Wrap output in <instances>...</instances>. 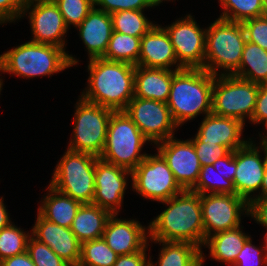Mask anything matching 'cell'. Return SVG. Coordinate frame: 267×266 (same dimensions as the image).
I'll use <instances>...</instances> for the list:
<instances>
[{"label":"cell","mask_w":267,"mask_h":266,"mask_svg":"<svg viewBox=\"0 0 267 266\" xmlns=\"http://www.w3.org/2000/svg\"><path fill=\"white\" fill-rule=\"evenodd\" d=\"M161 203L169 207L149 223L150 241L189 242L202 250L204 226L201 195L183 190Z\"/></svg>","instance_id":"obj_1"},{"label":"cell","mask_w":267,"mask_h":266,"mask_svg":"<svg viewBox=\"0 0 267 266\" xmlns=\"http://www.w3.org/2000/svg\"><path fill=\"white\" fill-rule=\"evenodd\" d=\"M88 62V86L80 97L114 111H124L134 97L135 66L103 58Z\"/></svg>","instance_id":"obj_2"},{"label":"cell","mask_w":267,"mask_h":266,"mask_svg":"<svg viewBox=\"0 0 267 266\" xmlns=\"http://www.w3.org/2000/svg\"><path fill=\"white\" fill-rule=\"evenodd\" d=\"M213 84L214 75L204 69L184 68L173 75L166 104L178 127L201 113H212Z\"/></svg>","instance_id":"obj_3"},{"label":"cell","mask_w":267,"mask_h":266,"mask_svg":"<svg viewBox=\"0 0 267 266\" xmlns=\"http://www.w3.org/2000/svg\"><path fill=\"white\" fill-rule=\"evenodd\" d=\"M78 62L63 48L28 41L0 55V71L24 78L51 77Z\"/></svg>","instance_id":"obj_4"},{"label":"cell","mask_w":267,"mask_h":266,"mask_svg":"<svg viewBox=\"0 0 267 266\" xmlns=\"http://www.w3.org/2000/svg\"><path fill=\"white\" fill-rule=\"evenodd\" d=\"M242 23L216 19L206 30L204 70L218 76L232 75L240 66L246 42ZM223 68V69H222Z\"/></svg>","instance_id":"obj_5"},{"label":"cell","mask_w":267,"mask_h":266,"mask_svg":"<svg viewBox=\"0 0 267 266\" xmlns=\"http://www.w3.org/2000/svg\"><path fill=\"white\" fill-rule=\"evenodd\" d=\"M147 141L125 111H114L100 158L132 172L146 158L147 154L140 152Z\"/></svg>","instance_id":"obj_6"},{"label":"cell","mask_w":267,"mask_h":266,"mask_svg":"<svg viewBox=\"0 0 267 266\" xmlns=\"http://www.w3.org/2000/svg\"><path fill=\"white\" fill-rule=\"evenodd\" d=\"M97 158L88 153L67 149L56 165L49 185L81 204L92 203Z\"/></svg>","instance_id":"obj_7"},{"label":"cell","mask_w":267,"mask_h":266,"mask_svg":"<svg viewBox=\"0 0 267 266\" xmlns=\"http://www.w3.org/2000/svg\"><path fill=\"white\" fill-rule=\"evenodd\" d=\"M258 91L259 84L219 73L214 76L212 113L234 118L245 124L246 117L251 121Z\"/></svg>","instance_id":"obj_8"},{"label":"cell","mask_w":267,"mask_h":266,"mask_svg":"<svg viewBox=\"0 0 267 266\" xmlns=\"http://www.w3.org/2000/svg\"><path fill=\"white\" fill-rule=\"evenodd\" d=\"M75 107L73 136L68 149L100 157L114 110L90 103L81 97Z\"/></svg>","instance_id":"obj_9"},{"label":"cell","mask_w":267,"mask_h":266,"mask_svg":"<svg viewBox=\"0 0 267 266\" xmlns=\"http://www.w3.org/2000/svg\"><path fill=\"white\" fill-rule=\"evenodd\" d=\"M131 180L133 190L151 201H166L183 191L158 152L155 155H146L131 172Z\"/></svg>","instance_id":"obj_10"},{"label":"cell","mask_w":267,"mask_h":266,"mask_svg":"<svg viewBox=\"0 0 267 266\" xmlns=\"http://www.w3.org/2000/svg\"><path fill=\"white\" fill-rule=\"evenodd\" d=\"M201 207L204 243L212 234L240 226L241 214L249 212V203L236 194H201Z\"/></svg>","instance_id":"obj_11"},{"label":"cell","mask_w":267,"mask_h":266,"mask_svg":"<svg viewBox=\"0 0 267 266\" xmlns=\"http://www.w3.org/2000/svg\"><path fill=\"white\" fill-rule=\"evenodd\" d=\"M124 111L154 145L174 137L178 126L165 102L133 97Z\"/></svg>","instance_id":"obj_12"},{"label":"cell","mask_w":267,"mask_h":266,"mask_svg":"<svg viewBox=\"0 0 267 266\" xmlns=\"http://www.w3.org/2000/svg\"><path fill=\"white\" fill-rule=\"evenodd\" d=\"M164 29L170 37L178 63L183 68L204 69L207 29H201L190 14Z\"/></svg>","instance_id":"obj_13"},{"label":"cell","mask_w":267,"mask_h":266,"mask_svg":"<svg viewBox=\"0 0 267 266\" xmlns=\"http://www.w3.org/2000/svg\"><path fill=\"white\" fill-rule=\"evenodd\" d=\"M253 143L249 138L244 146L236 149V172L233 179L236 195L248 203L252 199L250 195L261 189L267 163V144L261 142L259 148ZM260 150L264 151L263 158Z\"/></svg>","instance_id":"obj_14"},{"label":"cell","mask_w":267,"mask_h":266,"mask_svg":"<svg viewBox=\"0 0 267 266\" xmlns=\"http://www.w3.org/2000/svg\"><path fill=\"white\" fill-rule=\"evenodd\" d=\"M157 152L163 157L183 190H191L199 178L201 165L190 140L168 138L157 144Z\"/></svg>","instance_id":"obj_15"},{"label":"cell","mask_w":267,"mask_h":266,"mask_svg":"<svg viewBox=\"0 0 267 266\" xmlns=\"http://www.w3.org/2000/svg\"><path fill=\"white\" fill-rule=\"evenodd\" d=\"M126 175L131 178V171L98 157L95 165V195L92 203L108 210L111 214H118L127 187L128 176Z\"/></svg>","instance_id":"obj_16"},{"label":"cell","mask_w":267,"mask_h":266,"mask_svg":"<svg viewBox=\"0 0 267 266\" xmlns=\"http://www.w3.org/2000/svg\"><path fill=\"white\" fill-rule=\"evenodd\" d=\"M29 10L28 18L33 34L30 41L55 45L64 49L66 45L64 35L68 28L57 5L49 2L27 6L24 7L21 17H24Z\"/></svg>","instance_id":"obj_17"},{"label":"cell","mask_w":267,"mask_h":266,"mask_svg":"<svg viewBox=\"0 0 267 266\" xmlns=\"http://www.w3.org/2000/svg\"><path fill=\"white\" fill-rule=\"evenodd\" d=\"M117 216L112 214L107 220L103 233L107 245L118 255L142 251L148 244L149 227L142 226L138 220L119 219Z\"/></svg>","instance_id":"obj_18"},{"label":"cell","mask_w":267,"mask_h":266,"mask_svg":"<svg viewBox=\"0 0 267 266\" xmlns=\"http://www.w3.org/2000/svg\"><path fill=\"white\" fill-rule=\"evenodd\" d=\"M31 233L35 239L48 245L70 266H78L81 257V243L70 228L50 222L37 213Z\"/></svg>","instance_id":"obj_19"},{"label":"cell","mask_w":267,"mask_h":266,"mask_svg":"<svg viewBox=\"0 0 267 266\" xmlns=\"http://www.w3.org/2000/svg\"><path fill=\"white\" fill-rule=\"evenodd\" d=\"M176 58L170 37L163 26L155 24L141 37L138 66L147 68L184 69Z\"/></svg>","instance_id":"obj_20"},{"label":"cell","mask_w":267,"mask_h":266,"mask_svg":"<svg viewBox=\"0 0 267 266\" xmlns=\"http://www.w3.org/2000/svg\"><path fill=\"white\" fill-rule=\"evenodd\" d=\"M244 123L240 120L207 114L191 142L215 143L235 151L244 146L249 140L241 139Z\"/></svg>","instance_id":"obj_21"},{"label":"cell","mask_w":267,"mask_h":266,"mask_svg":"<svg viewBox=\"0 0 267 266\" xmlns=\"http://www.w3.org/2000/svg\"><path fill=\"white\" fill-rule=\"evenodd\" d=\"M80 38L88 50L89 59L102 58L113 32L110 14L95 6L78 27Z\"/></svg>","instance_id":"obj_22"},{"label":"cell","mask_w":267,"mask_h":266,"mask_svg":"<svg viewBox=\"0 0 267 266\" xmlns=\"http://www.w3.org/2000/svg\"><path fill=\"white\" fill-rule=\"evenodd\" d=\"M178 70L135 66L134 97L167 102L173 75Z\"/></svg>","instance_id":"obj_23"},{"label":"cell","mask_w":267,"mask_h":266,"mask_svg":"<svg viewBox=\"0 0 267 266\" xmlns=\"http://www.w3.org/2000/svg\"><path fill=\"white\" fill-rule=\"evenodd\" d=\"M112 214L98 205L81 204L70 229L82 244L103 237L107 220Z\"/></svg>","instance_id":"obj_24"},{"label":"cell","mask_w":267,"mask_h":266,"mask_svg":"<svg viewBox=\"0 0 267 266\" xmlns=\"http://www.w3.org/2000/svg\"><path fill=\"white\" fill-rule=\"evenodd\" d=\"M41 201L38 213L46 220L70 228L81 203L56 190L51 185Z\"/></svg>","instance_id":"obj_25"},{"label":"cell","mask_w":267,"mask_h":266,"mask_svg":"<svg viewBox=\"0 0 267 266\" xmlns=\"http://www.w3.org/2000/svg\"><path fill=\"white\" fill-rule=\"evenodd\" d=\"M250 238L240 226L209 236L204 243L210 250L211 259L232 265L245 242Z\"/></svg>","instance_id":"obj_26"},{"label":"cell","mask_w":267,"mask_h":266,"mask_svg":"<svg viewBox=\"0 0 267 266\" xmlns=\"http://www.w3.org/2000/svg\"><path fill=\"white\" fill-rule=\"evenodd\" d=\"M163 247L159 253V260L155 264L149 257V266H202L203 251L193 243L176 241H154Z\"/></svg>","instance_id":"obj_27"},{"label":"cell","mask_w":267,"mask_h":266,"mask_svg":"<svg viewBox=\"0 0 267 266\" xmlns=\"http://www.w3.org/2000/svg\"><path fill=\"white\" fill-rule=\"evenodd\" d=\"M232 75L256 84H266L267 51L255 43L246 41L240 66Z\"/></svg>","instance_id":"obj_28"},{"label":"cell","mask_w":267,"mask_h":266,"mask_svg":"<svg viewBox=\"0 0 267 266\" xmlns=\"http://www.w3.org/2000/svg\"><path fill=\"white\" fill-rule=\"evenodd\" d=\"M141 38L112 32L107 51L103 59L138 65Z\"/></svg>","instance_id":"obj_29"},{"label":"cell","mask_w":267,"mask_h":266,"mask_svg":"<svg viewBox=\"0 0 267 266\" xmlns=\"http://www.w3.org/2000/svg\"><path fill=\"white\" fill-rule=\"evenodd\" d=\"M144 10H123L111 13L113 31L141 38L155 24L143 14Z\"/></svg>","instance_id":"obj_30"},{"label":"cell","mask_w":267,"mask_h":266,"mask_svg":"<svg viewBox=\"0 0 267 266\" xmlns=\"http://www.w3.org/2000/svg\"><path fill=\"white\" fill-rule=\"evenodd\" d=\"M223 12L219 18L242 23L251 18L267 15V8L261 0H219Z\"/></svg>","instance_id":"obj_31"},{"label":"cell","mask_w":267,"mask_h":266,"mask_svg":"<svg viewBox=\"0 0 267 266\" xmlns=\"http://www.w3.org/2000/svg\"><path fill=\"white\" fill-rule=\"evenodd\" d=\"M116 254L102 238L81 244V257L78 266H113Z\"/></svg>","instance_id":"obj_32"},{"label":"cell","mask_w":267,"mask_h":266,"mask_svg":"<svg viewBox=\"0 0 267 266\" xmlns=\"http://www.w3.org/2000/svg\"><path fill=\"white\" fill-rule=\"evenodd\" d=\"M215 171V172H214ZM213 165L202 166L196 185L191 191L201 194H236L233 180L225 179L217 173ZM213 173V174H212ZM214 173H217L214 175ZM218 176L213 179L212 176Z\"/></svg>","instance_id":"obj_33"},{"label":"cell","mask_w":267,"mask_h":266,"mask_svg":"<svg viewBox=\"0 0 267 266\" xmlns=\"http://www.w3.org/2000/svg\"><path fill=\"white\" fill-rule=\"evenodd\" d=\"M31 235L11 223L0 230V261L5 258L26 252L27 242Z\"/></svg>","instance_id":"obj_34"},{"label":"cell","mask_w":267,"mask_h":266,"mask_svg":"<svg viewBox=\"0 0 267 266\" xmlns=\"http://www.w3.org/2000/svg\"><path fill=\"white\" fill-rule=\"evenodd\" d=\"M54 3L61 12L68 29L70 25L78 27L95 6L94 0H54Z\"/></svg>","instance_id":"obj_35"},{"label":"cell","mask_w":267,"mask_h":266,"mask_svg":"<svg viewBox=\"0 0 267 266\" xmlns=\"http://www.w3.org/2000/svg\"><path fill=\"white\" fill-rule=\"evenodd\" d=\"M26 252L35 266H70L48 245L38 241L32 235L28 239Z\"/></svg>","instance_id":"obj_36"},{"label":"cell","mask_w":267,"mask_h":266,"mask_svg":"<svg viewBox=\"0 0 267 266\" xmlns=\"http://www.w3.org/2000/svg\"><path fill=\"white\" fill-rule=\"evenodd\" d=\"M248 42L255 43L267 51V15L242 22Z\"/></svg>","instance_id":"obj_37"},{"label":"cell","mask_w":267,"mask_h":266,"mask_svg":"<svg viewBox=\"0 0 267 266\" xmlns=\"http://www.w3.org/2000/svg\"><path fill=\"white\" fill-rule=\"evenodd\" d=\"M265 262L266 252L264 246L257 248V246L252 245L250 237L243 245V248L231 266H265Z\"/></svg>","instance_id":"obj_38"},{"label":"cell","mask_w":267,"mask_h":266,"mask_svg":"<svg viewBox=\"0 0 267 266\" xmlns=\"http://www.w3.org/2000/svg\"><path fill=\"white\" fill-rule=\"evenodd\" d=\"M201 166L212 165L217 159L227 156L231 150L215 143L192 142Z\"/></svg>","instance_id":"obj_39"},{"label":"cell","mask_w":267,"mask_h":266,"mask_svg":"<svg viewBox=\"0 0 267 266\" xmlns=\"http://www.w3.org/2000/svg\"><path fill=\"white\" fill-rule=\"evenodd\" d=\"M97 9L108 14L123 10H144L147 7H154L149 0H94Z\"/></svg>","instance_id":"obj_40"},{"label":"cell","mask_w":267,"mask_h":266,"mask_svg":"<svg viewBox=\"0 0 267 266\" xmlns=\"http://www.w3.org/2000/svg\"><path fill=\"white\" fill-rule=\"evenodd\" d=\"M23 9V0H0V24L19 20Z\"/></svg>","instance_id":"obj_41"},{"label":"cell","mask_w":267,"mask_h":266,"mask_svg":"<svg viewBox=\"0 0 267 266\" xmlns=\"http://www.w3.org/2000/svg\"><path fill=\"white\" fill-rule=\"evenodd\" d=\"M251 122L254 124L265 122L264 125L265 127L267 126V83L259 84L255 110Z\"/></svg>","instance_id":"obj_42"},{"label":"cell","mask_w":267,"mask_h":266,"mask_svg":"<svg viewBox=\"0 0 267 266\" xmlns=\"http://www.w3.org/2000/svg\"><path fill=\"white\" fill-rule=\"evenodd\" d=\"M249 215L267 229V197H255L253 195L249 202Z\"/></svg>","instance_id":"obj_43"},{"label":"cell","mask_w":267,"mask_h":266,"mask_svg":"<svg viewBox=\"0 0 267 266\" xmlns=\"http://www.w3.org/2000/svg\"><path fill=\"white\" fill-rule=\"evenodd\" d=\"M212 165L225 179L233 180L236 172V150L217 159Z\"/></svg>","instance_id":"obj_44"},{"label":"cell","mask_w":267,"mask_h":266,"mask_svg":"<svg viewBox=\"0 0 267 266\" xmlns=\"http://www.w3.org/2000/svg\"><path fill=\"white\" fill-rule=\"evenodd\" d=\"M148 245L140 252L129 255H118L117 260L113 266H149L147 260L146 249Z\"/></svg>","instance_id":"obj_45"},{"label":"cell","mask_w":267,"mask_h":266,"mask_svg":"<svg viewBox=\"0 0 267 266\" xmlns=\"http://www.w3.org/2000/svg\"><path fill=\"white\" fill-rule=\"evenodd\" d=\"M0 266H35L27 252L0 261Z\"/></svg>","instance_id":"obj_46"},{"label":"cell","mask_w":267,"mask_h":266,"mask_svg":"<svg viewBox=\"0 0 267 266\" xmlns=\"http://www.w3.org/2000/svg\"><path fill=\"white\" fill-rule=\"evenodd\" d=\"M3 202H4L3 197H1L0 198V230L12 223L9 217V213L7 212L8 210L6 209V206Z\"/></svg>","instance_id":"obj_47"},{"label":"cell","mask_w":267,"mask_h":266,"mask_svg":"<svg viewBox=\"0 0 267 266\" xmlns=\"http://www.w3.org/2000/svg\"><path fill=\"white\" fill-rule=\"evenodd\" d=\"M260 191H262L261 194L259 193V195H256V197H267V163Z\"/></svg>","instance_id":"obj_48"},{"label":"cell","mask_w":267,"mask_h":266,"mask_svg":"<svg viewBox=\"0 0 267 266\" xmlns=\"http://www.w3.org/2000/svg\"><path fill=\"white\" fill-rule=\"evenodd\" d=\"M23 1H24V7L39 4V3L54 2V0H23Z\"/></svg>","instance_id":"obj_49"},{"label":"cell","mask_w":267,"mask_h":266,"mask_svg":"<svg viewBox=\"0 0 267 266\" xmlns=\"http://www.w3.org/2000/svg\"><path fill=\"white\" fill-rule=\"evenodd\" d=\"M153 6H158L163 0H149ZM165 1V0H164ZM167 1V0H166ZM170 1V0H169Z\"/></svg>","instance_id":"obj_50"},{"label":"cell","mask_w":267,"mask_h":266,"mask_svg":"<svg viewBox=\"0 0 267 266\" xmlns=\"http://www.w3.org/2000/svg\"><path fill=\"white\" fill-rule=\"evenodd\" d=\"M264 240H265L264 249H265V252L267 254V232L265 234Z\"/></svg>","instance_id":"obj_51"},{"label":"cell","mask_w":267,"mask_h":266,"mask_svg":"<svg viewBox=\"0 0 267 266\" xmlns=\"http://www.w3.org/2000/svg\"><path fill=\"white\" fill-rule=\"evenodd\" d=\"M266 129H267V126H266ZM266 133H267V130H266ZM261 138H262V141H260V142H264L267 144V134H266V136H262Z\"/></svg>","instance_id":"obj_52"},{"label":"cell","mask_w":267,"mask_h":266,"mask_svg":"<svg viewBox=\"0 0 267 266\" xmlns=\"http://www.w3.org/2000/svg\"><path fill=\"white\" fill-rule=\"evenodd\" d=\"M3 79H0V93H1V88H2V86H3V81H2Z\"/></svg>","instance_id":"obj_53"},{"label":"cell","mask_w":267,"mask_h":266,"mask_svg":"<svg viewBox=\"0 0 267 266\" xmlns=\"http://www.w3.org/2000/svg\"><path fill=\"white\" fill-rule=\"evenodd\" d=\"M263 2V4L266 6L267 8V0H261Z\"/></svg>","instance_id":"obj_54"},{"label":"cell","mask_w":267,"mask_h":266,"mask_svg":"<svg viewBox=\"0 0 267 266\" xmlns=\"http://www.w3.org/2000/svg\"><path fill=\"white\" fill-rule=\"evenodd\" d=\"M265 266H267V254H266V262H265Z\"/></svg>","instance_id":"obj_55"}]
</instances>
